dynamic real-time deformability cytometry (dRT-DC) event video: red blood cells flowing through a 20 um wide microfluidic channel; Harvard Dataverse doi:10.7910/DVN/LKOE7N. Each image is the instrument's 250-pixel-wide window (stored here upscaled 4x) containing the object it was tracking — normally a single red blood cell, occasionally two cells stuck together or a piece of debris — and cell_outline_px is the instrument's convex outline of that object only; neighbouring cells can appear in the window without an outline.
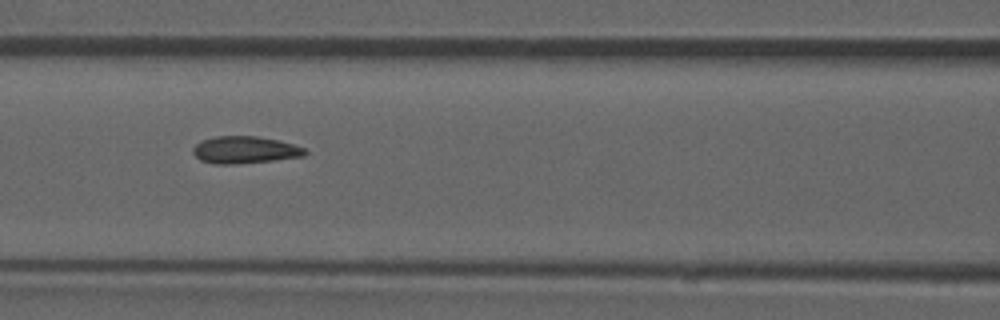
{"species": "common noctule bat (a hibernating species)", "species_latin": "Nyctalus noctula", "temperature_condition": "room temperature", "stored_images_in_passage": 52, "camera_frame_rate_fps": 3000, "um_per_image_px": 0.085, "animal": {"sex": "male", "forearm_length_mm": 52.5}, "frame": {"image": 1, "passage_image": 23, "time_ms": 7.333, "image_size_px": [1000, 320], "cell_outline_px": [[308, 152], [304, 156], [272, 160], [236, 164], [212, 164], [200, 160], [192, 152], [192, 148], [196, 144], [204, 140], [216, 136], [256, 136], [276, 140], [292, 144], [304, 148]], "centroid_in_image_um": [20.78, 12.75], "position_along_channel_um": 145.8, "area_um2": 17.57}, "authors_computed_cell_mechanics": {"area_um2": 17.629, "velocity_mm_per_s": 3.9232, "shape_relaxation_time_tau1_ms": null, "shape_relaxation_time_tau2_ms": 1.6699, "deformation_change_tau1": null, "deformation_change_tau2": 0.0757}}